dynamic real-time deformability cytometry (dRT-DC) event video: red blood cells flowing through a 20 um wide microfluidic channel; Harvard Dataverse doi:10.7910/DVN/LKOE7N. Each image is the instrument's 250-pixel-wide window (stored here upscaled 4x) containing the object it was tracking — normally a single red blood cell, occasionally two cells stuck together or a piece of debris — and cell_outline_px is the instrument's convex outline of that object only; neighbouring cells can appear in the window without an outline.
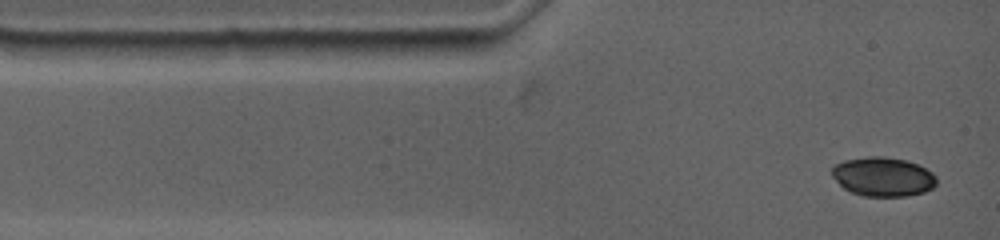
{"species": "common noctule bat (a hibernating species)", "species_latin": "Nyctalus noctula", "temperature_condition": "warm", "stored_images_in_passage": 2, "camera_frame_rate_fps": 4500, "um_per_image_px": 0.085, "animal": {"sex": "female", "body_mass_g": 19.0, "forearm_length_mm": 53.3}, "frame": {"image": 1, "passage_image": 2, "time_ms": 0.667, "image_size_px": [1000, 240], "cell_outline_px": [[936, 184], [932, 188], [924, 192], [908, 196], [864, 196], [852, 192], [844, 188], [832, 176], [832, 168], [836, 164], [844, 160], [868, 156], [884, 156], [904, 160], [916, 164], [932, 172], [936, 176]], "centroid_in_image_um": [75.06, 15.02], "position_along_channel_um": 9.9, "area_um2": 23.76}}